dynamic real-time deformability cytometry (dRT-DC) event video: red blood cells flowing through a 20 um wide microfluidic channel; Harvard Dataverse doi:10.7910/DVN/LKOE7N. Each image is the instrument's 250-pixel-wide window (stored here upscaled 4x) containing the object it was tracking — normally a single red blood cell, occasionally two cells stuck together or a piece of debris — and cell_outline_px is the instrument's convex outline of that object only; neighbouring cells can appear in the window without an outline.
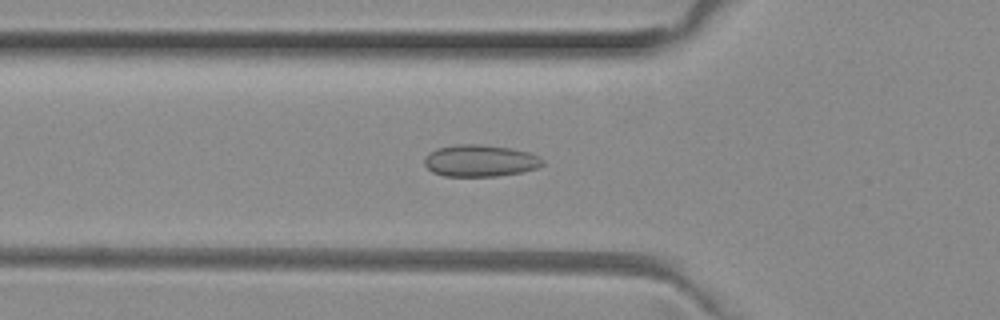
{"species": "common noctule bat (a hibernating species)", "species_latin": "Nyctalus noctula", "temperature_condition": "room temperature", "stored_images_in_passage": 44, "camera_frame_rate_fps": 3000, "um_per_image_px": 0.085, "animal": {"sex": "female", "body_mass_g": 29.2, "forearm_length_mm": 56.3}, "frame": {"image": 1, "passage_image": 17, "time_ms": 5.333, "image_size_px": [1000, 320], "cell_outline_px": [[544, 164], [536, 168], [520, 172], [496, 176], [444, 176], [432, 172], [424, 164], [424, 156], [440, 148], [460, 144], [476, 144], [512, 148], [528, 152], [544, 160]], "centroid_in_image_um": [40.8, 13.67], "position_along_channel_um": 85.0, "area_um2": 21.68}}
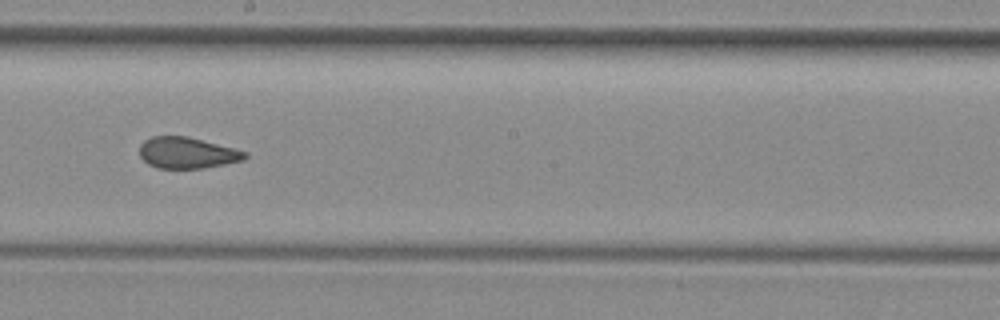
{"frame": {"image": 2, "passage_image": 28, "time_ms": 9.0, "image_size_px": [1000, 320], "cell_outline_px": [[248, 156], [244, 160], [204, 168], [156, 168], [148, 164], [140, 156], [140, 144], [144, 140], [152, 136], [188, 136], [236, 148], [248, 152]], "centroid_in_image_um": [15.93, 12.98], "position_along_channel_um": 232.3, "area_um2": 19.36}}
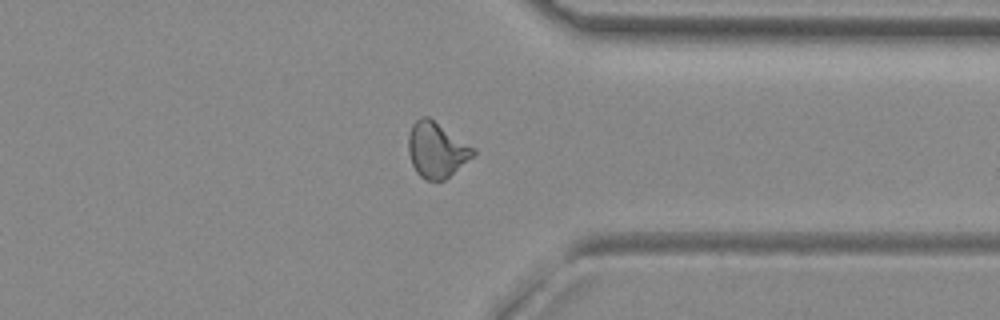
{"frame": {"image": 3, "passage_image": 39, "time_ms": 12.667, "image_size_px": [1000, 320], "cell_outline_px": [[476, 152], [472, 156], [444, 180], [428, 180], [420, 176], [416, 172], [412, 164], [408, 152], [408, 136], [412, 124], [420, 116], [428, 116], [476, 148]], "centroid_in_image_um": [37.09, 12.71], "position_along_channel_um": 374.3, "area_um2": 20.81}}